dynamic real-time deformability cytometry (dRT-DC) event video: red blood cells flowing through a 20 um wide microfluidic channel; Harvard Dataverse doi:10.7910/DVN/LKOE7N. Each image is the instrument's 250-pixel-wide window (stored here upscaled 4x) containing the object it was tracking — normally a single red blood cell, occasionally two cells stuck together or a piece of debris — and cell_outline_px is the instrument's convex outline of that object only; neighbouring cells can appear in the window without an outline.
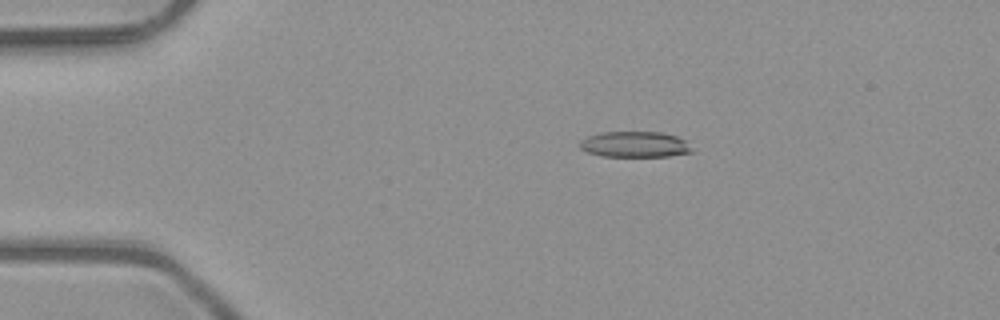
{"species": "common noctule bat (a hibernating species)", "species_latin": "Nyctalus noctula", "temperature_condition": "room temperature", "stored_images_in_passage": 5, "camera_frame_rate_fps": 3000, "um_per_image_px": 0.085, "animal": {"sex": "male", "body_mass_g": 23.1, "forearm_length_mm": 52.7}, "frame": {"image": 1, "passage_image": 2, "time_ms": 0.333, "image_size_px": [1000, 320], "cell_outline_px": [[692, 152], [668, 156], [600, 156], [588, 152], [580, 148], [580, 140], [588, 136], [604, 132], [660, 132], [676, 136], [688, 140], [692, 148]], "centroid_in_image_um": [53.99, 12.27], "position_along_channel_um": 31.0, "area_um2": 16.88}}
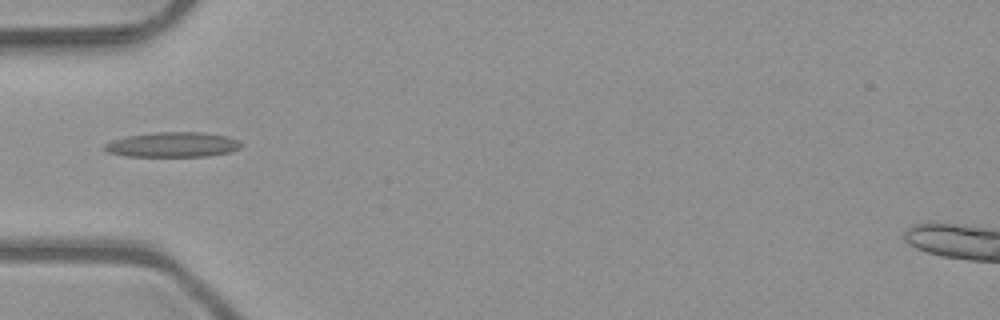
{"frame": {"image": 2, "passage_image": 4, "time_ms": 1.0, "image_size_px": [1000, 320], "cell_outline_px": [[244, 144], [240, 148], [232, 152], [208, 156], [124, 156], [108, 152], [104, 148], [104, 144], [112, 140], [128, 136], [156, 132], [200, 132], [228, 136]], "centroid_in_image_um": [14.71, 12.3], "position_along_channel_um": 70.3, "area_um2": 19.88}}
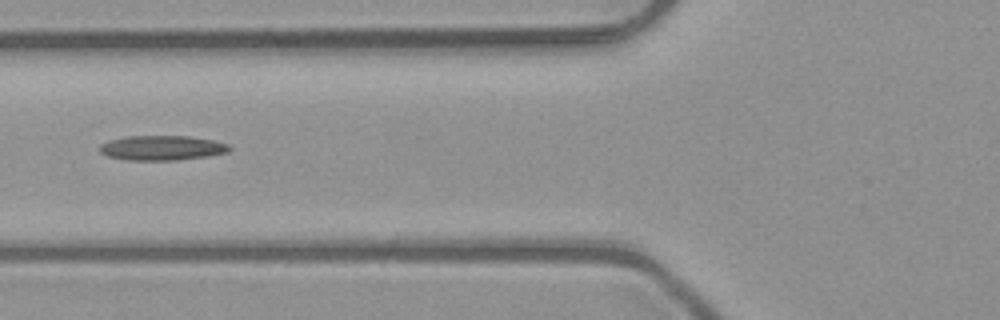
{"frame": {"image": 3, "passage_image": 5, "time_ms": 1.333, "image_size_px": [1000, 320], "cell_outline_px": [[232, 148], [228, 152], [208, 156], [176, 160], [128, 160], [108, 156], [100, 152], [100, 144], [108, 140], [128, 136], [188, 136], [216, 140], [228, 144]], "centroid_in_image_um": [13.79, 12.56], "position_along_channel_um": 112.0, "area_um2": 18.79}}